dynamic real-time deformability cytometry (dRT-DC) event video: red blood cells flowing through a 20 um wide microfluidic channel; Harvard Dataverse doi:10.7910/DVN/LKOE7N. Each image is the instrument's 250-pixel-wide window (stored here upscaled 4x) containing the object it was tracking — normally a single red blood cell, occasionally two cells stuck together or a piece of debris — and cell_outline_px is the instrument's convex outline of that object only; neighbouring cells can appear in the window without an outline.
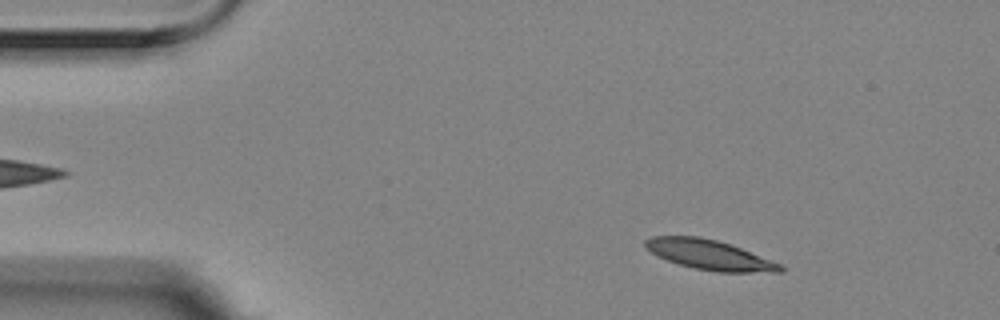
{"species": "Egyptian fruit bat (a non-hibernating species)", "species_latin": "Rousettus aegyptiacus", "temperature_condition": "room temperature", "stored_images_in_passage": 49, "camera_frame_rate_fps": 3000, "um_per_image_px": 0.085, "animal": {"sex": "female"}, "frame": {"image": 1, "passage_image": 1, "time_ms": 0.0, "image_size_px": [1000, 320], "cell_outline_px": [[784, 272], [720, 272], [696, 268], [680, 264], [656, 256], [644, 248], [644, 240], [652, 236], [696, 236], [716, 240], [740, 248], [780, 264], [784, 268]], "centroid_in_image_um": [60.24, 21.65], "position_along_channel_um": 24.8, "area_um2": 23.12}}
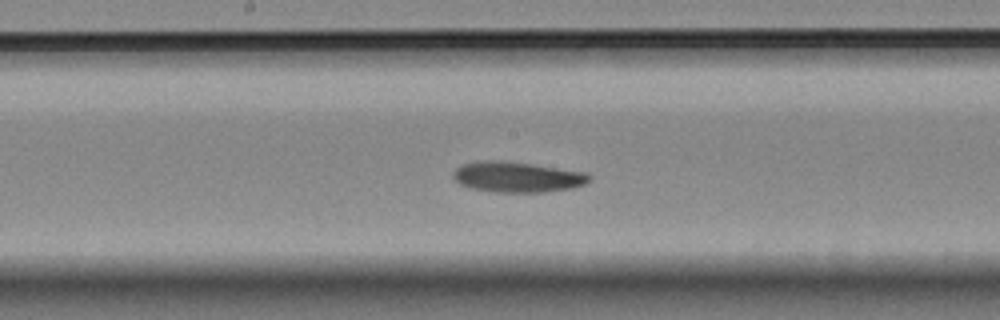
{"frame": {"image": 2, "passage_image": 22, "time_ms": 7.0, "image_size_px": [1000, 320], "cell_outline_px": [[592, 180], [584, 184], [572, 188], [544, 192], [492, 192], [472, 188], [460, 184], [452, 176], [452, 172], [456, 168], [464, 164], [480, 160], [500, 160], [532, 164], [588, 172], [592, 176]], "centroid_in_image_um": [43.99, 15.04], "position_along_channel_um": 204.2, "area_um2": 24.39}}
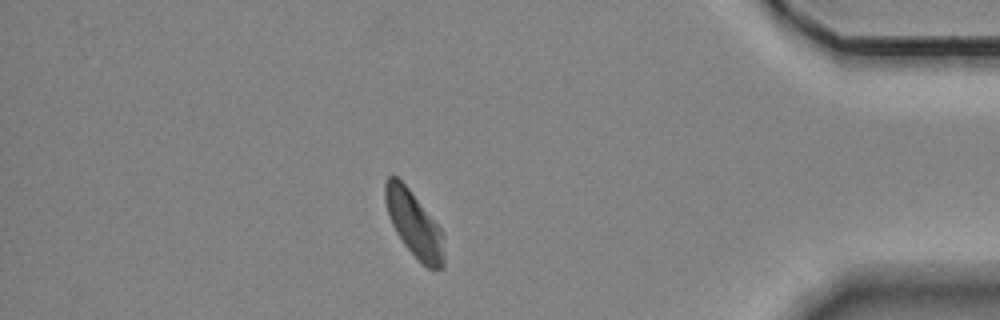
{"frame": {"image": 3, "passage_image": 42, "time_ms": 13.667, "image_size_px": [1000, 320], "cell_outline_px": [[444, 268], [428, 268], [404, 244], [396, 232], [392, 224], [384, 200], [384, 184], [388, 176], [396, 176], [408, 188], [444, 232]], "centroid_in_image_um": [35.21, 19.03], "position_along_channel_um": 400.0, "area_um2": 22.2}, "authors_computed_cell_mechanics": {"area_um2": 23.5246, "velocity_mm_per_s": 3.5081, "shape_relaxation_time_tau1_ms": 6.8789, "shape_relaxation_time_tau2_ms": null, "deformation_change_tau1": 0.1593, "deformation_change_tau2": null}}